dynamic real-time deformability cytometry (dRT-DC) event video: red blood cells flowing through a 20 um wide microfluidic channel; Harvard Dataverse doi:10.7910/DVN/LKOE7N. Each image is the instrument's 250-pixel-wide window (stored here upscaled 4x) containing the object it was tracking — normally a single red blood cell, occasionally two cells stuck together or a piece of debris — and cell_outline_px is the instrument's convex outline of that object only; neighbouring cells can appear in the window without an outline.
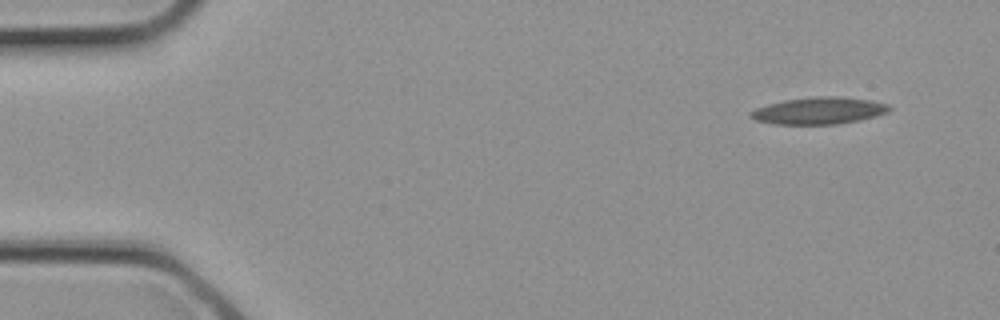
{"species": "common noctule bat (a hibernating species)", "species_latin": "Nyctalus noctula", "temperature_condition": "cold", "stored_images_in_passage": 4, "camera_frame_rate_fps": 3000, "um_per_image_px": 0.085, "animal": {"sex": "female", "body_mass_g": 21.9}, "frame": {"image": 1, "passage_image": 4, "time_ms": 1.0, "image_size_px": [1000, 320], "cell_outline_px": [[892, 108], [888, 112], [876, 116], [860, 120], [836, 124], [772, 124], [756, 120], [748, 116], [748, 112], [756, 108], [768, 104], [784, 100], [812, 96], [836, 96], [868, 100], [888, 104]], "centroid_in_image_um": [69.58, 9.41], "position_along_channel_um": 15.4, "area_um2": 21.85}}